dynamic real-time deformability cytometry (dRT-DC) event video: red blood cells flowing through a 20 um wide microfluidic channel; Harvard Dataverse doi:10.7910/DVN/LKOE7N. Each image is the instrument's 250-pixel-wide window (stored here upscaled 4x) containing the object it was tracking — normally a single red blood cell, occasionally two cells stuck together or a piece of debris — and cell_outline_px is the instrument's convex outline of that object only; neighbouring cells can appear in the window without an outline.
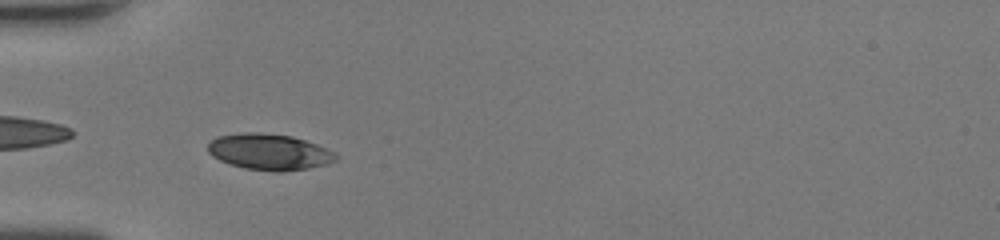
{"species": "human", "species_latin": "Homo sapiens", "temperature_condition": "room temperature", "stored_images_in_passage": 34, "camera_frame_rate_fps": 3000, "um_per_image_px": 0.085, "donor": {"sex": "female"}, "frame": {"image": 1, "passage_image": 2, "time_ms": 0.333, "image_size_px": [1000, 240], "cell_outline_px": [[340, 156], [336, 160], [328, 164], [308, 168], [280, 172], [272, 172], [244, 168], [228, 164], [212, 156], [208, 152], [208, 144], [216, 136], [244, 132], [256, 132], [292, 136], [316, 144], [336, 152]], "centroid_in_image_um": [22.9, 12.92], "position_along_channel_um": 62.1, "area_um2": 27.17}}
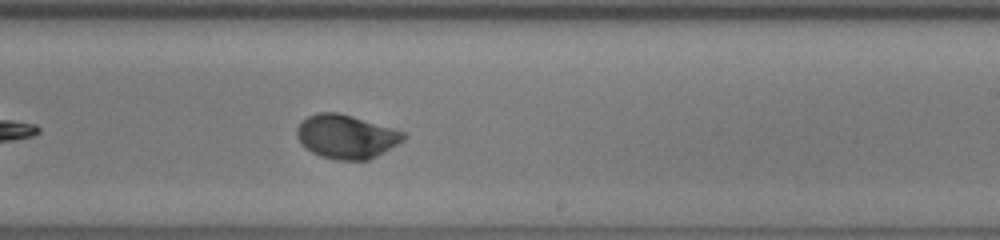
{"frame": {"image": 2, "passage_image": 16, "time_ms": 5.0, "image_size_px": [1000, 240], "cell_outline_px": [[408, 136], [404, 140], [376, 156], [368, 160], [336, 160], [320, 156], [312, 152], [296, 136], [296, 128], [308, 116], [316, 112], [340, 112], [392, 128], [404, 132]], "centroid_in_image_um": [29.44, 11.6], "position_along_channel_um": 259.6, "area_um2": 27.05}}
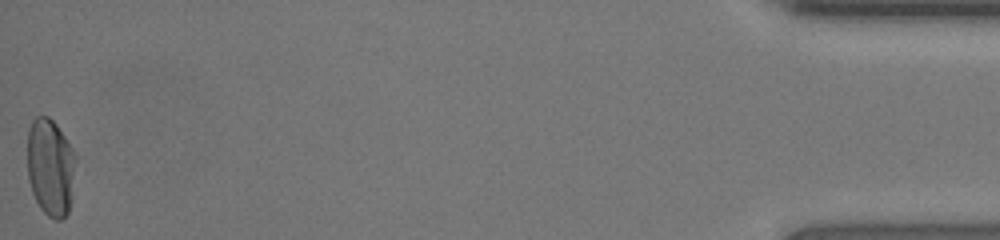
{"frame": {"image": 3, "passage_image": 34, "time_ms": 11.0, "image_size_px": [1000, 240], "cell_outline_px": [[76, 160], [72, 200], [68, 212], [60, 220], [56, 220], [48, 216], [40, 208], [32, 192], [28, 180], [28, 128], [32, 120], [36, 116], [48, 116], [56, 124], [76, 152]], "centroid_in_image_um": [4.31, 14.21], "position_along_channel_um": 430.9, "area_um2": 27.86}, "authors_computed_cell_mechanics": {"area_um2": 26.7903, "velocity_mm_per_s": 4.3754, "shape_relaxation_time_tau1_ms": 2.3018, "shape_relaxation_time_tau2_ms": null, "deformation_change_tau1": 0.1587, "deformation_change_tau2": null}}